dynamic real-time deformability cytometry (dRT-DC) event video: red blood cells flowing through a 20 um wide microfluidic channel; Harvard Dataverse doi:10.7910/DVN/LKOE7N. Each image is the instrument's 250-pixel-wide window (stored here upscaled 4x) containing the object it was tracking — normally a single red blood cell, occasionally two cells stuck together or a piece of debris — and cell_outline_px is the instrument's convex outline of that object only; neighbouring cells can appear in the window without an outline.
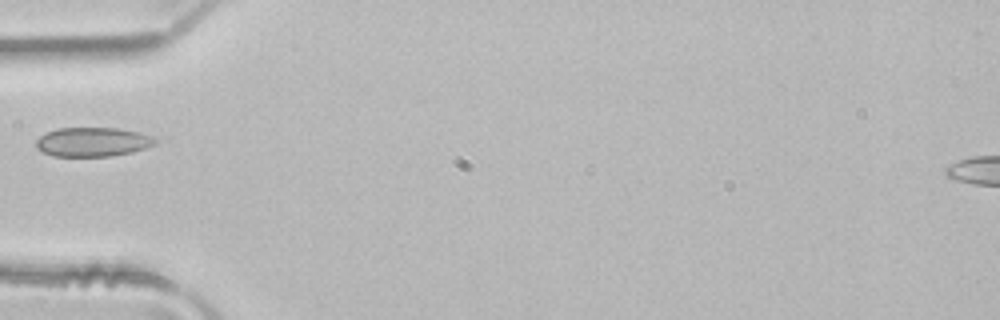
{"species": "common noctule bat (a hibernating species)", "species_latin": "Nyctalus noctula", "temperature_condition": "room temperature", "stored_images_in_passage": 3, "camera_frame_rate_fps": 3000, "um_per_image_px": 0.085, "animal": {"sex": "male", "body_mass_g": 21.5, "forearm_length_mm": 52.0}, "frame": {"image": 1, "passage_image": 3, "time_ms": 0.667, "image_size_px": [1000, 320], "cell_outline_px": [[160, 140], [156, 144], [132, 152], [112, 156], [52, 156], [36, 148], [36, 140], [44, 132], [56, 128], [120, 128], [140, 132], [152, 136]], "centroid_in_image_um": [7.89, 12.05], "position_along_channel_um": 77.1, "area_um2": 20.52}}